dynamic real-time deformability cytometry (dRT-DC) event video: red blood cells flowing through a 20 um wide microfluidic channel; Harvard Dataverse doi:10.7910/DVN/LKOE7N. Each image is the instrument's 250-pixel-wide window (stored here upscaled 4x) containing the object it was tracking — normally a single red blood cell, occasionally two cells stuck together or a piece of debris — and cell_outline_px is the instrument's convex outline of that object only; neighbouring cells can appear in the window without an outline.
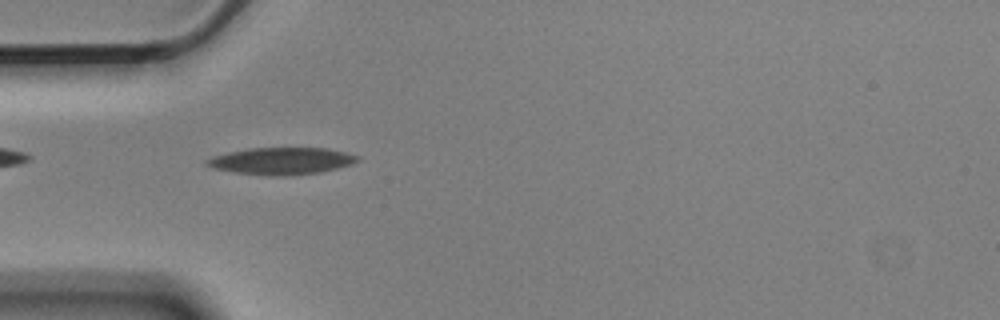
{"species": "Egyptian fruit bat (a non-hibernating species)", "species_latin": "Rousettus aegyptiacus", "temperature_condition": "cold", "stored_images_in_passage": 5, "camera_frame_rate_fps": 3000, "um_per_image_px": 0.085, "animal": {"sex": "male"}, "frame": {"image": 1, "passage_image": 5, "time_ms": 1.333, "image_size_px": [1000, 320], "cell_outline_px": [[360, 160], [352, 164], [320, 172], [288, 176], [268, 176], [232, 172], [212, 168], [204, 164], [204, 160], [228, 152], [248, 148], [328, 148], [360, 156]], "centroid_in_image_um": [23.91, 13.69], "position_along_channel_um": 61.1, "area_um2": 23.87}}